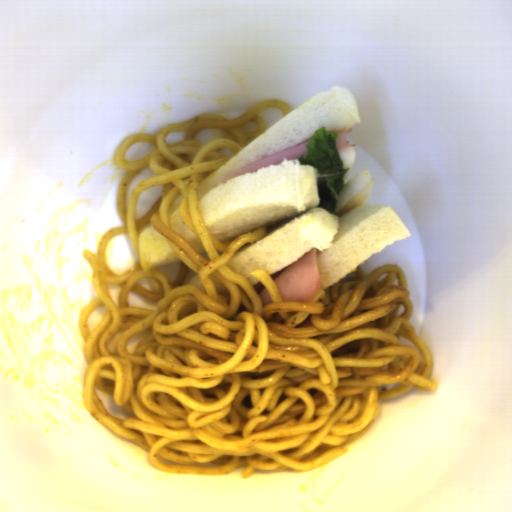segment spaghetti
<instances>
[{"mask_svg":"<svg viewBox=\"0 0 512 512\" xmlns=\"http://www.w3.org/2000/svg\"><path fill=\"white\" fill-rule=\"evenodd\" d=\"M271 108L283 118L291 111L278 98L266 99L234 119L204 113L156 135L123 138L114 159L127 170L116 196L124 225L104 233L96 254L83 250L98 295L78 318L88 362L84 406L106 428L147 450L162 472L219 476L242 467V479L256 470L309 472L347 453L371 429L380 400L437 389L431 355L409 323L412 294L400 267L389 263L366 274L357 266L354 279L336 282L307 303L283 301L264 269L252 271L271 296L264 306L247 278L228 268L236 251L266 230L218 241L199 209V183L230 159L222 149L235 155L265 131L259 113ZM207 127L230 134L200 147L194 136ZM177 131L186 132L184 141L166 143V134ZM138 141L157 149L126 161L125 150ZM147 165L160 175L141 180L127 207V189ZM153 185H163V194L137 219L138 197ZM181 192L179 214L210 260L169 228L167 209ZM147 221L178 256L171 283L159 270L141 268L137 243ZM121 233L138 259L116 275L104 252ZM189 267L203 289L183 286ZM129 292L157 308H129ZM101 306L104 318L90 334L88 317ZM145 328L151 333L129 354V338ZM400 336L420 350L401 346ZM95 388L133 416L124 422L111 417Z\"/></svg>","mask_w":512,"mask_h":512,"instance_id":"c7327b10","label":"spaghetti"}]
</instances>
